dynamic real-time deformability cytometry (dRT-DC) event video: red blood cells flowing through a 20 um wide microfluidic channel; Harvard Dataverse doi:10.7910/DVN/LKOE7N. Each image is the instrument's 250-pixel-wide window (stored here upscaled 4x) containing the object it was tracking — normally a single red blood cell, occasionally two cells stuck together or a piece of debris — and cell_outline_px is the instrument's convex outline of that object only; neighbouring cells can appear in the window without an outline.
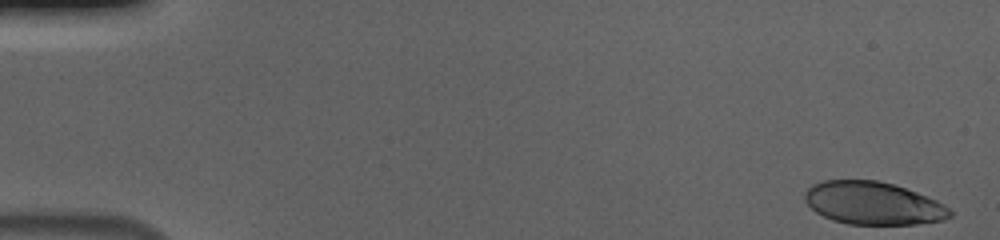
{"species": "human", "species_latin": "Homo sapiens", "temperature_condition": "cold", "stored_images_in_passage": 55, "camera_frame_rate_fps": 3000, "um_per_image_px": 0.085, "donor": {"sex": "male"}, "frame": {"image": 1, "passage_image": 1, "time_ms": 0.0, "image_size_px": [1000, 240], "cell_outline_px": [[952, 216], [944, 220], [916, 224], [848, 224], [832, 220], [816, 212], [804, 200], [804, 192], [812, 184], [824, 180], [876, 180], [892, 184], [916, 192], [936, 200], [944, 204], [952, 212]], "centroid_in_image_um": [74.2, 17.27], "position_along_channel_um": 10.8, "area_um2": 36.13}}
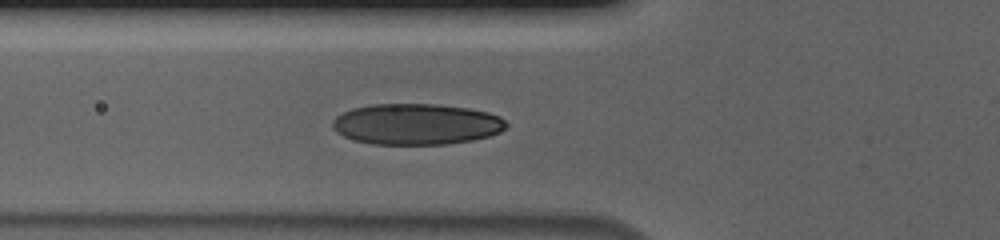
{"frame": {"image": 2, "passage_image": 20, "time_ms": 6.333, "image_size_px": [1000, 240], "cell_outline_px": [[508, 124], [500, 132], [488, 136], [472, 140], [448, 144], [372, 144], [352, 140], [336, 132], [332, 128], [332, 120], [336, 116], [352, 108], [372, 104], [436, 104], [468, 108], [488, 112], [500, 116]], "centroid_in_image_um": [35.37, 10.55], "position_along_channel_um": 90.4, "area_um2": 41.67}}
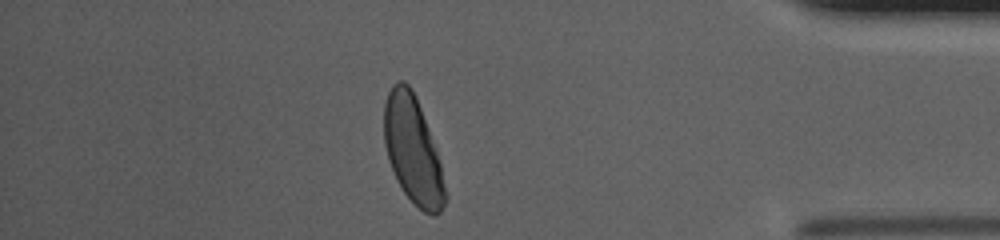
{"frame": {"image": 3, "passage_image": 48, "time_ms": 15.667, "image_size_px": [1000, 240], "cell_outline_px": [[448, 196], [440, 212], [436, 216], [432, 216], [424, 212], [404, 192], [396, 180], [388, 160], [384, 144], [384, 104], [388, 92], [392, 84], [396, 80], [404, 80], [412, 88], [416, 96], [436, 152], [440, 164]], "centroid_in_image_um": [35.07, 12.75], "position_along_channel_um": 400.1, "area_um2": 37.97}, "authors_computed_cell_mechanics": {"area_um2": 39.8242, "velocity_mm_per_s": 3.6735, "shape_relaxation_time_tau1_ms": 3.594, "shape_relaxation_time_tau2_ms": null, "deformation_change_tau1": 0.1656, "deformation_change_tau2": null}}